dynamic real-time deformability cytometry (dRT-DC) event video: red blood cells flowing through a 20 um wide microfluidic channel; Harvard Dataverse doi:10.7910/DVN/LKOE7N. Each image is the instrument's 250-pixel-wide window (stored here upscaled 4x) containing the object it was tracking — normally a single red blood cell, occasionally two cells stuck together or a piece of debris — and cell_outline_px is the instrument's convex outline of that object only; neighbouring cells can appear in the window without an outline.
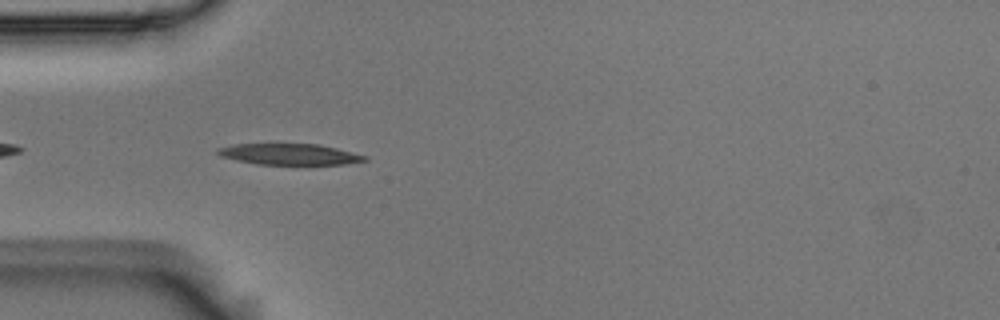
{"species": "Egyptian fruit bat (a non-hibernating species)", "species_latin": "Rousettus aegyptiacus", "temperature_condition": "room temperature", "stored_images_in_passage": 12, "camera_frame_rate_fps": 3000, "um_per_image_px": 0.085, "animal": {"sex": "male"}, "frame": {"image": 1, "passage_image": 3, "time_ms": 0.667, "image_size_px": [1000, 320], "cell_outline_px": [[368, 160], [344, 164], [256, 164], [236, 160], [220, 156], [216, 152], [216, 148], [232, 144], [320, 144], [368, 156]], "centroid_in_image_um": [24.58, 13.1], "position_along_channel_um": 60.4, "area_um2": 18.03}}
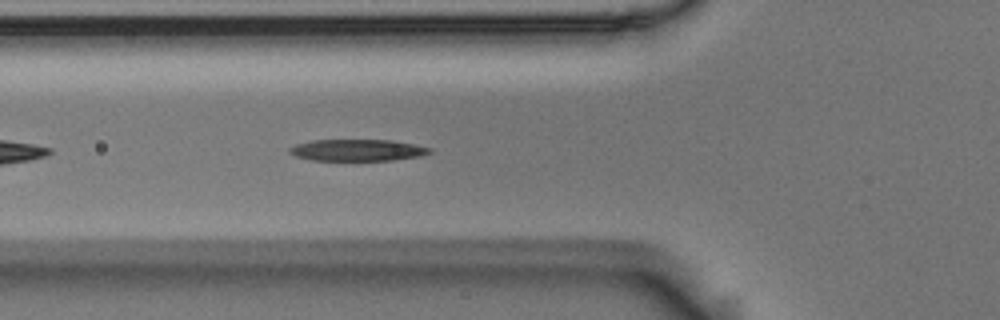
{"frame": {"image": 2, "passage_image": 6, "time_ms": 1.667, "image_size_px": [1000, 320], "cell_outline_px": [[432, 152], [420, 156], [392, 160], [312, 160], [296, 156], [288, 152], [288, 148], [296, 144], [312, 140], [392, 140], [432, 148]], "centroid_in_image_um": [30.37, 12.76], "position_along_channel_um": 95.4, "area_um2": 17.57}}
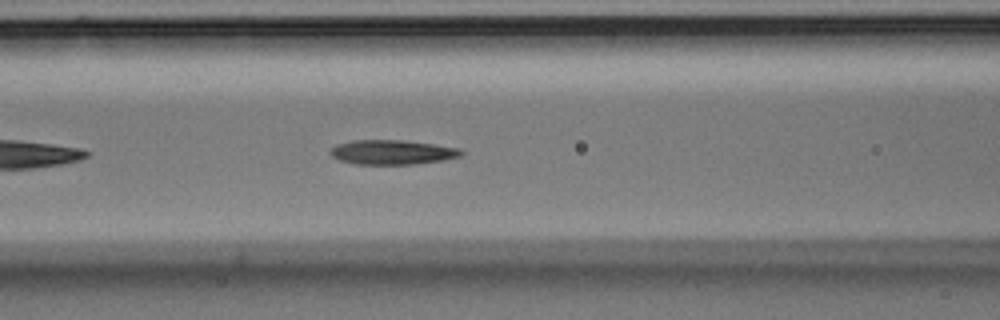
{"frame": {"image": 3, "passage_image": 9, "time_ms": 2.667, "image_size_px": [1000, 320], "cell_outline_px": [[464, 152], [460, 156], [444, 160], [412, 164], [356, 164], [340, 160], [332, 156], [328, 152], [336, 144], [352, 140], [404, 140], [460, 148]], "centroid_in_image_um": [33.32, 12.93], "position_along_channel_um": 133.3, "area_um2": 18.67}}